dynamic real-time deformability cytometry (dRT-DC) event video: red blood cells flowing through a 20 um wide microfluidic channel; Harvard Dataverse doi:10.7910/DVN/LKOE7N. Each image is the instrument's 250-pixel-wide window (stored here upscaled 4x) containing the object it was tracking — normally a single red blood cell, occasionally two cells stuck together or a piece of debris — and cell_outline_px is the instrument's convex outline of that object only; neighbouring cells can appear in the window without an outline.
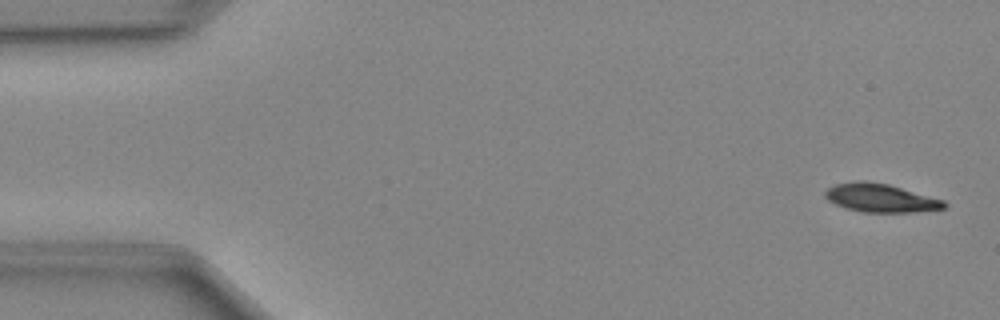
{"species": "Egyptian fruit bat (a non-hibernating species)", "species_latin": "Rousettus aegyptiacus", "temperature_condition": "cold", "stored_images_in_passage": 49, "segment_of_instrument_passage": [1, 2], "camera_frame_rate_fps": 3000, "um_per_image_px": 0.085, "animal": {"sex": "female"}, "frame": {"image": 1, "passage_image": 2, "time_ms": 0.333, "image_size_px": [1000, 320], "cell_outline_px": [[948, 204], [944, 208], [912, 212], [864, 212], [848, 208], [836, 204], [828, 200], [824, 196], [824, 192], [828, 188], [836, 184], [864, 180], [888, 184], [944, 200]], "centroid_in_image_um": [74.85, 16.82], "position_along_channel_um": 10.2, "area_um2": 19.42}}
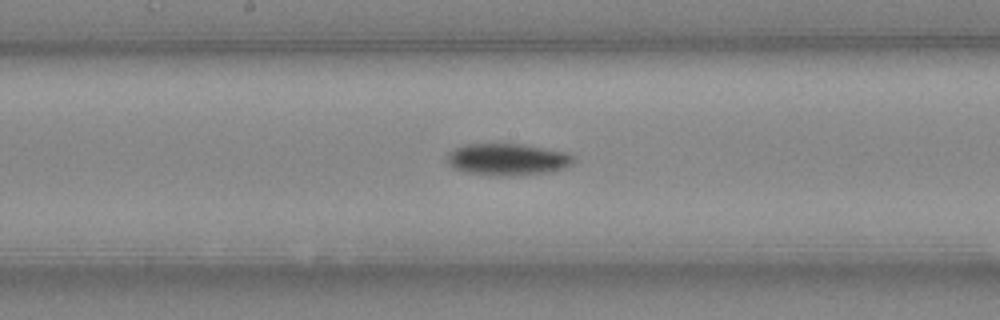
{"frame": {"image": 2, "passage_image": 25, "time_ms": 8.0, "image_size_px": [1000, 320], "cell_outline_px": [[576, 160], [568, 168], [548, 172], [520, 176], [496, 176], [464, 172], [452, 168], [448, 164], [448, 152], [456, 148], [468, 144], [524, 144], [568, 152], [576, 156]], "centroid_in_image_um": [43.21, 13.56], "position_along_channel_um": 205.0, "area_um2": 23.99}}
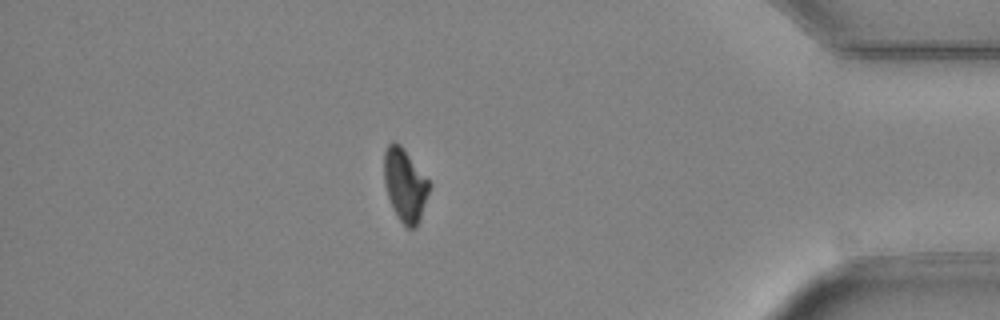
{"frame": {"image": 3, "passage_image": 42, "time_ms": 13.667, "image_size_px": [1000, 320], "cell_outline_px": [[432, 184], [416, 228], [408, 228], [400, 220], [392, 208], [384, 184], [384, 152], [388, 144], [392, 140], [400, 144], [404, 148]], "centroid_in_image_um": [34.42, 15.69], "position_along_channel_um": 400.8, "area_um2": 19.25}}